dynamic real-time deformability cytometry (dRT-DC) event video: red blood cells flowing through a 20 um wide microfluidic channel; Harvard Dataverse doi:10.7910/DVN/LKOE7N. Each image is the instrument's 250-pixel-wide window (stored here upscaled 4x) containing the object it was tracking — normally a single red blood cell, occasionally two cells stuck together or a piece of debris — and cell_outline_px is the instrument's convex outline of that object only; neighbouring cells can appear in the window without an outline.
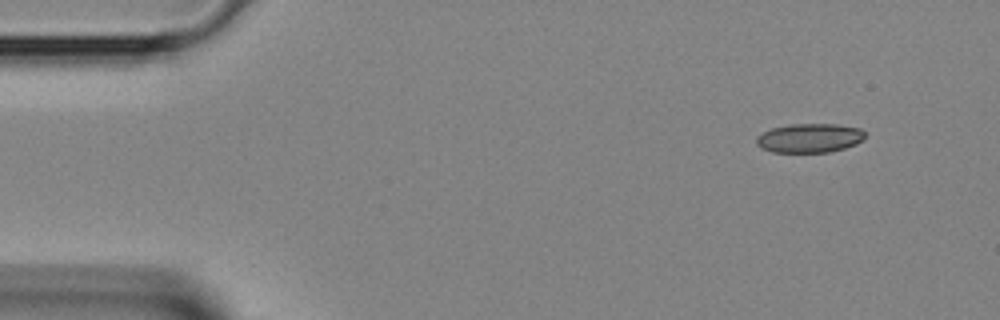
{"species": "Egyptian fruit bat (a non-hibernating species)", "species_latin": "Rousettus aegyptiacus", "temperature_condition": "room temperature", "stored_images_in_passage": 4, "camera_frame_rate_fps": 3000, "um_per_image_px": 0.085, "animal": {"sex": "female"}, "frame": {"image": 1, "passage_image": 1, "time_ms": 0.0, "image_size_px": [1000, 320], "cell_outline_px": [[864, 136], [856, 144], [844, 148], [828, 152], [772, 152], [760, 148], [756, 144], [756, 136], [772, 128], [792, 124], [836, 124], [860, 128], [864, 132]], "centroid_in_image_um": [68.77, 11.73], "position_along_channel_um": 16.2, "area_um2": 18.32}}